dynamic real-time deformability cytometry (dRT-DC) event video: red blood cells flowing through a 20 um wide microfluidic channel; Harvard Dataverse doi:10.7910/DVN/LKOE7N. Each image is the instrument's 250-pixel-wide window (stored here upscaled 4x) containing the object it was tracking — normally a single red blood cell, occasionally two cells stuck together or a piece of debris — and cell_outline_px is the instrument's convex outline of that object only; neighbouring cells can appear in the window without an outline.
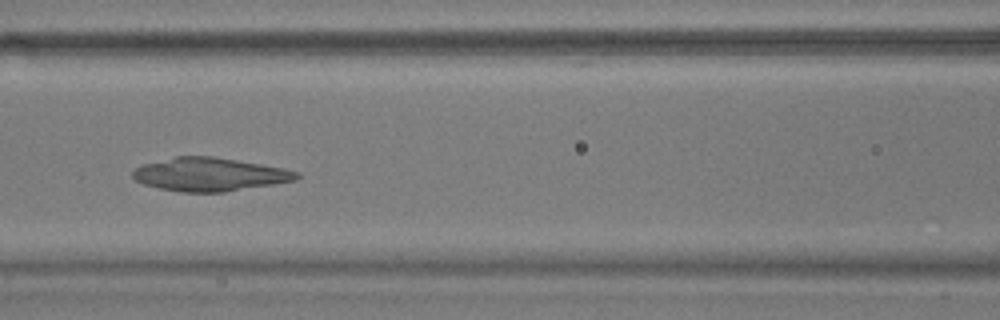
{"species": "common noctule bat (a hibernating species)", "species_latin": "Nyctalus noctula", "temperature_condition": "warm", "stored_images_in_passage": 55, "camera_frame_rate_fps": 3000, "um_per_image_px": 0.085, "animal": {"sex": "male", "body_mass_g": 17.9}, "frame": {"image": 1, "passage_image": 24, "time_ms": 7.667, "image_size_px": [1000, 320], "cell_outline_px": [[300, 176], [296, 180], [224, 192], [180, 192], [160, 188], [144, 184], [136, 180], [132, 176], [132, 172], [136, 168], [144, 164], [176, 156], [212, 156], [284, 168], [300, 172]], "centroid_in_image_um": [17.83, 14.82], "position_along_channel_um": 148.8, "area_um2": 31.56}}
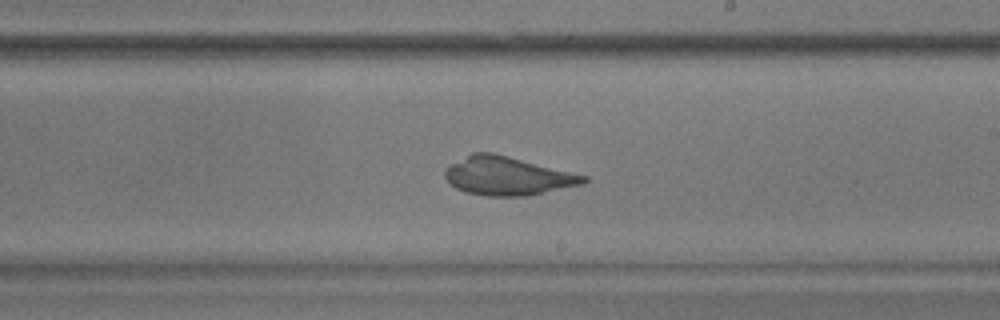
{"frame": {"image": 2, "passage_image": 32, "time_ms": 10.333, "image_size_px": [1000, 320], "cell_outline_px": [[588, 180], [584, 184], [528, 196], [488, 196], [464, 192], [456, 188], [444, 176], [444, 172], [452, 164], [472, 152], [492, 152], [588, 176]], "centroid_in_image_um": [43.17, 14.97], "position_along_channel_um": 245.8, "area_um2": 30.92}}
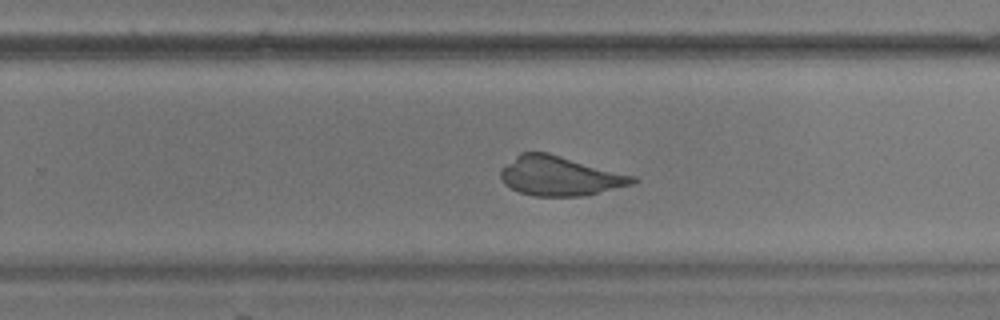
{"frame": {"image": 3, "passage_image": 35, "time_ms": 11.333, "image_size_px": [1000, 320], "cell_outline_px": [[640, 180], [632, 184], [584, 196], [532, 196], [520, 192], [504, 184], [500, 180], [500, 168], [520, 152], [548, 152], [636, 176]], "centroid_in_image_um": [47.57, 14.95], "position_along_channel_um": 282.2, "area_um2": 30.58}}